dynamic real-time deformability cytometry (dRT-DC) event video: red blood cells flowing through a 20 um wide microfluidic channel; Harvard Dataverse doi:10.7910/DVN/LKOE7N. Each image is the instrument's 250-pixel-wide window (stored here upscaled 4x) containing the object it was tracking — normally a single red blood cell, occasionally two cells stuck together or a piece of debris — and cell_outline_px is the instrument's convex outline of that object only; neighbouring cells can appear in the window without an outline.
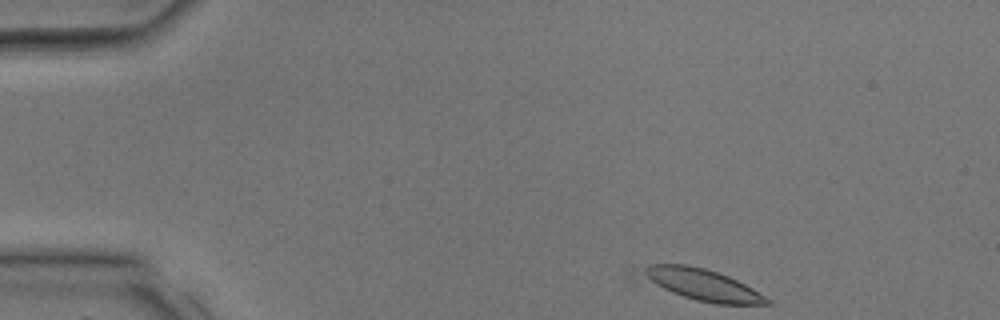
{"species": "common noctule bat (a hibernating species)", "species_latin": "Nyctalus noctula", "temperature_condition": "room temperature", "stored_images_in_passage": 28, "camera_frame_rate_fps": 3000, "um_per_image_px": 0.085, "animal": {"sex": "male", "body_mass_g": 17.9, "forearm_length_mm": 54.2}, "frame": {"image": 1, "passage_image": 1, "time_ms": 0.0, "image_size_px": [1000, 320], "cell_outline_px": [[772, 304], [716, 304], [696, 300], [628, 280], [624, 276], [648, 264], [684, 264], [704, 268], [728, 276], [752, 288], [772, 300]], "centroid_in_image_um": [59.27, 24.16], "position_along_channel_um": 25.7, "area_um2": 24.68}}
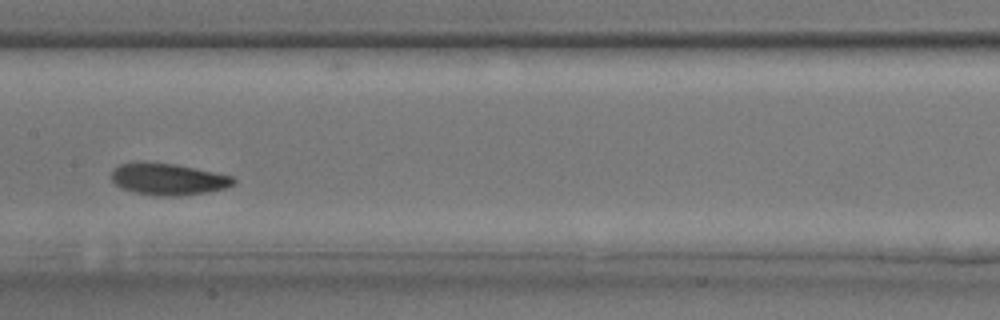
{"frame": {"image": 2, "passage_image": 13, "time_ms": 4.0, "image_size_px": [1000, 320], "cell_outline_px": [[236, 184], [224, 188], [208, 192], [180, 196], [156, 196], [132, 192], [120, 188], [112, 180], [112, 168], [120, 164], [136, 160], [144, 160], [176, 164], [232, 176], [236, 180]], "centroid_in_image_um": [14.24, 15.21], "position_along_channel_um": 193.2, "area_um2": 23.12}}
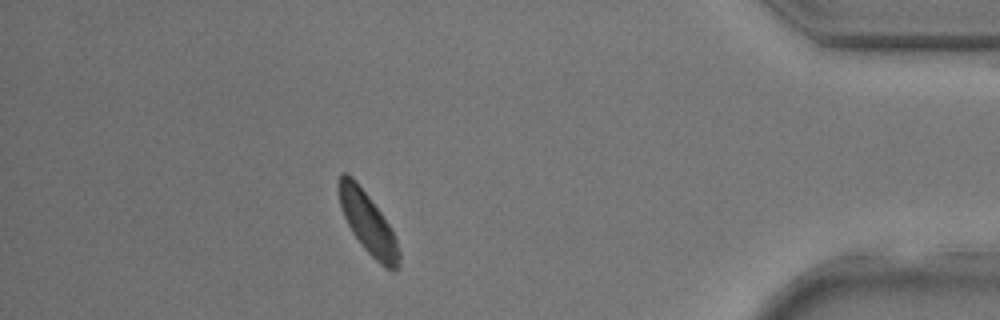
{"frame": {"image": 3, "passage_image": 25, "time_ms": 8.0, "image_size_px": [1000, 320], "cell_outline_px": [[400, 268], [384, 268], [360, 244], [352, 232], [340, 208], [336, 188], [336, 180], [340, 172], [344, 172], [352, 176], [356, 180], [380, 212], [388, 224], [396, 240], [400, 252]], "centroid_in_image_um": [31.21, 18.89], "position_along_channel_um": 404.0, "area_um2": 21.56}}